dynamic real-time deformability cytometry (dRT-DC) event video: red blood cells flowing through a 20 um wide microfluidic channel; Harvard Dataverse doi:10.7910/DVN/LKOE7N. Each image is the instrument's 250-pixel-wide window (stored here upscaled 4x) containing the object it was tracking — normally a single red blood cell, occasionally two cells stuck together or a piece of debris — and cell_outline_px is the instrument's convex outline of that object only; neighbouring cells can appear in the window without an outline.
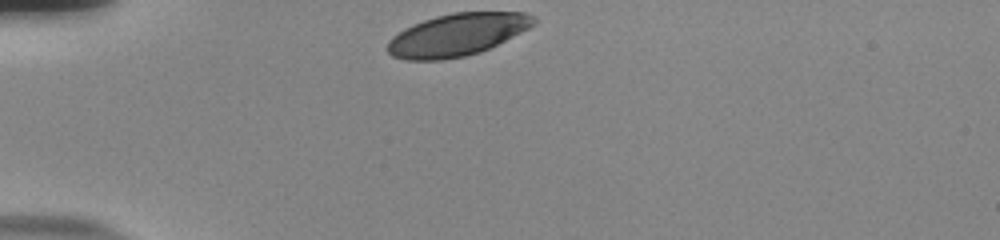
{"species": "human", "species_latin": "Homo sapiens", "temperature_condition": "room temperature", "stored_images_in_passage": 32, "camera_frame_rate_fps": 3000, "um_per_image_px": 0.085, "donor": {"sex": "male"}, "frame": {"image": 1, "passage_image": 1, "time_ms": 0.0, "image_size_px": [1000, 240], "cell_outline_px": [[536, 20], [528, 28], [480, 52], [464, 56], [444, 60], [404, 60], [392, 56], [388, 52], [388, 40], [392, 36], [404, 28], [412, 24], [436, 16], [452, 12], [528, 12]], "centroid_in_image_um": [38.8, 2.95], "position_along_channel_um": 46.2, "area_um2": 35.84}}
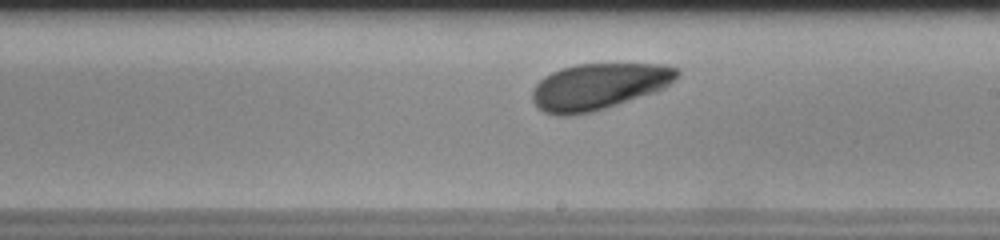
{"frame": {"image": 2, "passage_image": 19, "time_ms": 6.0, "image_size_px": [1000, 240], "cell_outline_px": [[680, 72], [664, 88], [656, 92], [592, 112], [568, 116], [560, 116], [544, 112], [532, 100], [532, 88], [544, 76], [560, 68], [576, 64], [664, 64], [680, 68]], "centroid_in_image_um": [50.88, 7.34], "position_along_channel_um": 238.1, "area_um2": 39.07}}
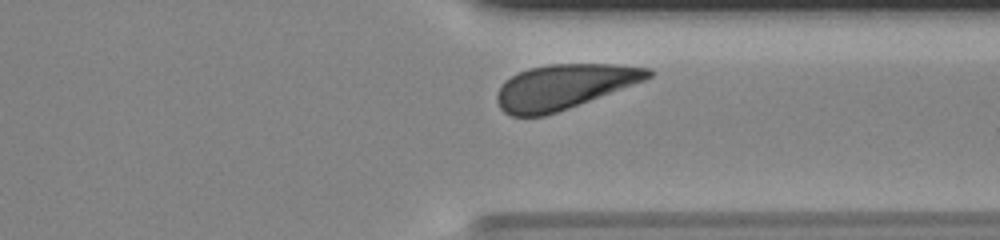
{"frame": {"image": 3, "passage_image": 29, "time_ms": 9.333, "image_size_px": [1000, 240], "cell_outline_px": [[652, 76], [644, 80], [568, 108], [544, 116], [512, 116], [504, 112], [500, 108], [496, 100], [496, 92], [504, 80], [528, 68], [548, 64], [616, 64], [652, 68]], "centroid_in_image_um": [47.89, 7.36], "position_along_channel_um": 363.5, "area_um2": 39.19}, "authors_computed_cell_mechanics": {"area_um2": 38.6393, "velocity_mm_per_s": 3.745, "shape_relaxation_time_tau1_ms": 1.6175, "shape_relaxation_time_tau2_ms": null, "deformation_change_tau1": 0.0844, "deformation_change_tau2": null}}